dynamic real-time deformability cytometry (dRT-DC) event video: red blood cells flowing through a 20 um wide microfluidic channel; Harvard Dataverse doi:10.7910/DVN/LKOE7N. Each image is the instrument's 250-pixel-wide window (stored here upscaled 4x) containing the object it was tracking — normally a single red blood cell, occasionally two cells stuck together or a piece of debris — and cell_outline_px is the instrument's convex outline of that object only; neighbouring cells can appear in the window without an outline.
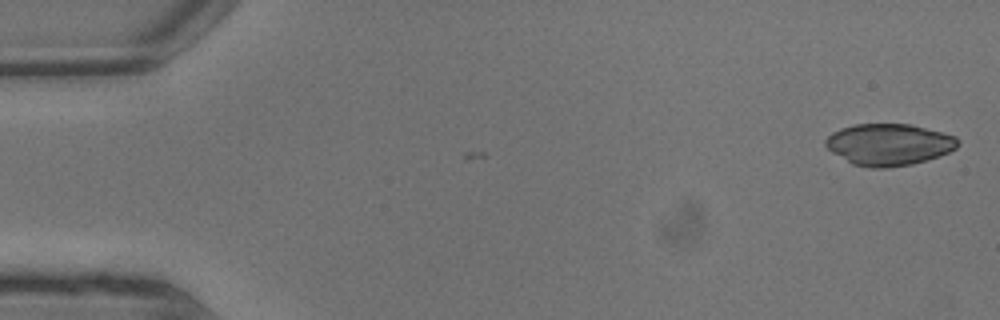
{"species": "common noctule bat (a hibernating species)", "species_latin": "Nyctalus noctula", "temperature_condition": "warm", "stored_images_in_passage": 6, "camera_frame_rate_fps": 3000, "um_per_image_px": 0.085, "animal": {"sex": "male", "body_mass_g": 13.3}, "frame": {"image": 1, "passage_image": 1, "time_ms": 0.0, "image_size_px": [1000, 320], "cell_outline_px": [[956, 148], [940, 156], [912, 164], [884, 168], [872, 168], [852, 164], [832, 152], [824, 144], [824, 140], [832, 132], [840, 128], [856, 124], [908, 124], [956, 136]], "centroid_in_image_um": [75.51, 12.29], "position_along_channel_um": 9.5, "area_um2": 31.85}}
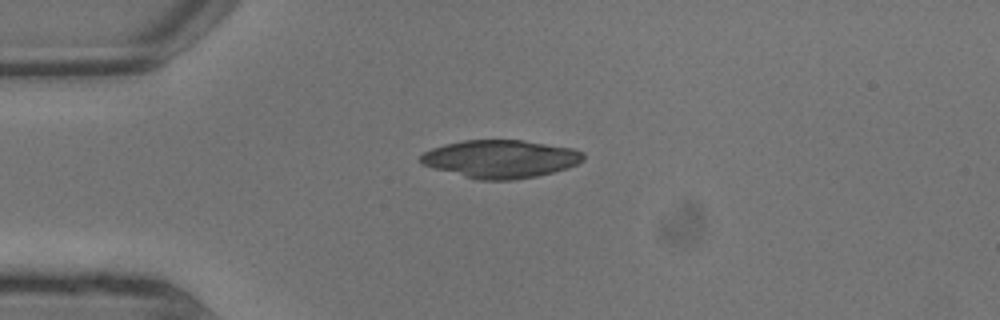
{"frame": {"image": 2, "passage_image": 5, "time_ms": 1.333, "image_size_px": [1000, 320], "cell_outline_px": [[584, 160], [568, 168], [536, 176], [512, 180], [480, 180], [432, 168], [420, 164], [420, 156], [424, 152], [432, 148], [444, 144], [464, 140], [524, 140], [572, 148], [584, 152]], "centroid_in_image_um": [42.54, 13.5], "position_along_channel_um": 42.5, "area_um2": 36.01}}